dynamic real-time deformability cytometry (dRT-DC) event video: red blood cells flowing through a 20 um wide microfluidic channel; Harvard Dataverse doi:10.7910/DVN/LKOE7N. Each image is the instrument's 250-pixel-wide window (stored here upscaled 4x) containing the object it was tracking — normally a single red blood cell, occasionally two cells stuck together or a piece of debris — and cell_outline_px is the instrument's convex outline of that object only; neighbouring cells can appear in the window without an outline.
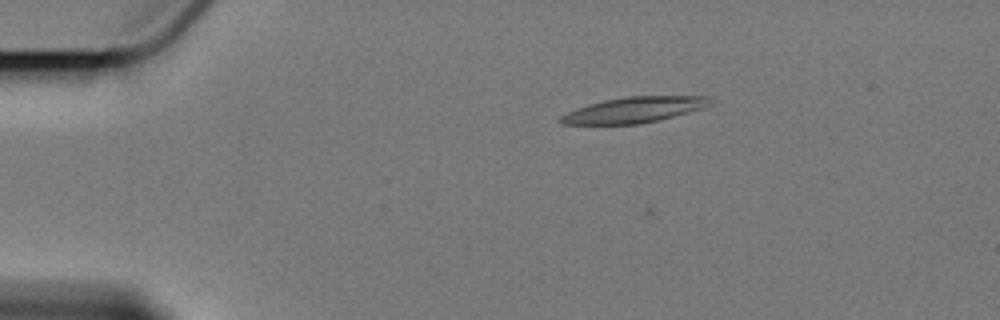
{"species": "Egyptian fruit bat (a non-hibernating species)", "species_latin": "Rousettus aegyptiacus", "temperature_condition": "cold", "stored_images_in_passage": 4, "camera_frame_rate_fps": 3000, "um_per_image_px": 0.085, "animal": {"sex": "female"}, "frame": {"image": 1, "passage_image": 2, "time_ms": 2.0, "image_size_px": [1000, 320], "cell_outline_px": [[716, 104], [704, 108], [660, 120], [640, 124], [560, 124], [556, 120], [560, 116], [576, 108], [588, 104], [604, 100], [624, 96], [708, 96], [716, 100]], "centroid_in_image_um": [53.96, 9.33], "position_along_channel_um": 31.0, "area_um2": 22.83}}